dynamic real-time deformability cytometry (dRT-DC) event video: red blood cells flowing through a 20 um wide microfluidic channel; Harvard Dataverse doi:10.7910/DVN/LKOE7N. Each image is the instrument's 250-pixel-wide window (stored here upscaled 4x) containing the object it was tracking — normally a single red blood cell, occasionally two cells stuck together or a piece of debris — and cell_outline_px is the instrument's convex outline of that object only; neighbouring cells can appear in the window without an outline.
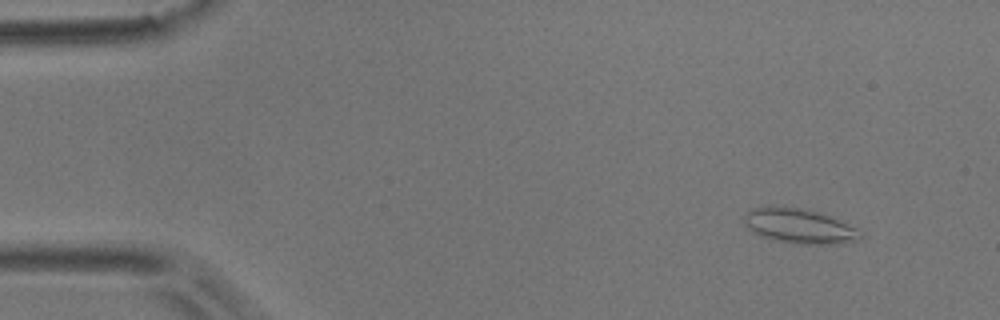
{"species": "common noctule bat (a hibernating species)", "species_latin": "Nyctalus noctula", "temperature_condition": "room temperature", "stored_images_in_passage": 46, "camera_frame_rate_fps": 3000, "um_per_image_px": 0.085, "animal": {"sex": "male", "body_mass_g": 17.9}, "frame": {"image": 1, "passage_image": 5, "time_ms": 1.333, "image_size_px": [1000, 320], "cell_outline_px": [[864, 236], [856, 240], [836, 244], [796, 244], [776, 240], [760, 236], [744, 224], [744, 216], [752, 208], [772, 204], [800, 208], [816, 212], [828, 216], [856, 228]], "centroid_in_image_um": [67.89, 19.2], "position_along_channel_um": 17.1, "area_um2": 23.47}}
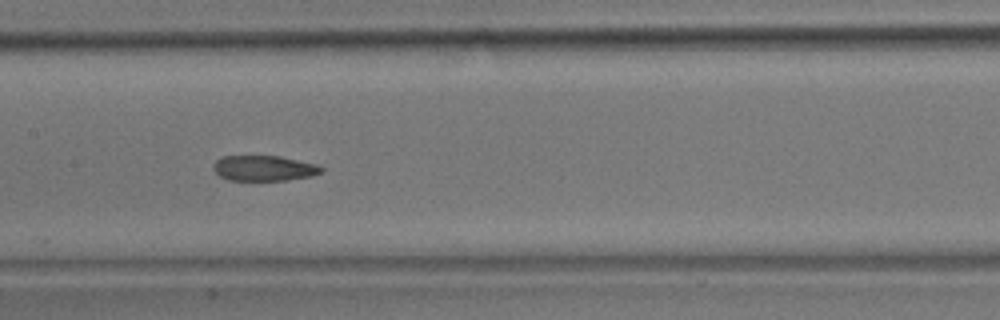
{"frame": {"image": 2, "passage_image": 26, "time_ms": 8.333, "image_size_px": [1000, 320], "cell_outline_px": [[324, 172], [312, 176], [288, 180], [228, 180], [220, 176], [212, 168], [216, 160], [224, 156], [280, 156], [316, 164], [324, 168]], "centroid_in_image_um": [22.47, 14.3], "position_along_channel_um": 184.9, "area_um2": 16.01}}
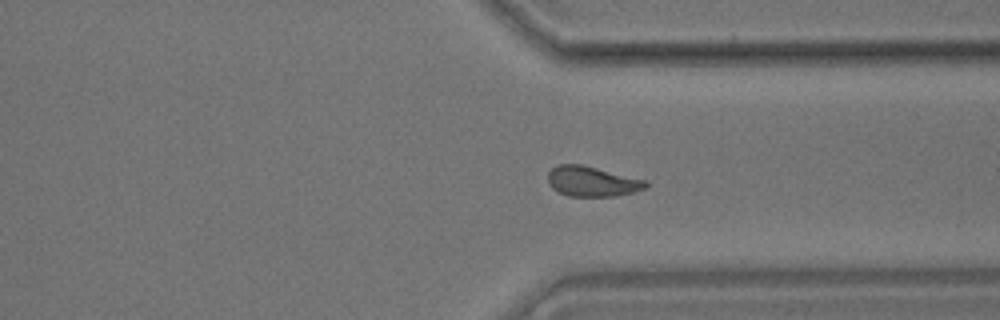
{"frame": {"image": 3, "passage_image": 40, "time_ms": 13.0, "image_size_px": [1000, 320], "cell_outline_px": [[648, 188], [616, 196], [568, 196], [552, 188], [548, 180], [548, 172], [552, 168], [560, 164], [580, 164], [644, 180], [648, 184]], "centroid_in_image_um": [50.31, 15.43], "position_along_channel_um": 361.1, "area_um2": 16.88}, "authors_computed_cell_mechanics": {"area_um2": 17.5712, "velocity_mm_per_s": 3.7696, "shape_relaxation_time_tau1_ms": 11.2931, "shape_relaxation_time_tau2_ms": 2.3104, "deformation_change_tau1": 0.1916, "deformation_change_tau2": 0.0708}}